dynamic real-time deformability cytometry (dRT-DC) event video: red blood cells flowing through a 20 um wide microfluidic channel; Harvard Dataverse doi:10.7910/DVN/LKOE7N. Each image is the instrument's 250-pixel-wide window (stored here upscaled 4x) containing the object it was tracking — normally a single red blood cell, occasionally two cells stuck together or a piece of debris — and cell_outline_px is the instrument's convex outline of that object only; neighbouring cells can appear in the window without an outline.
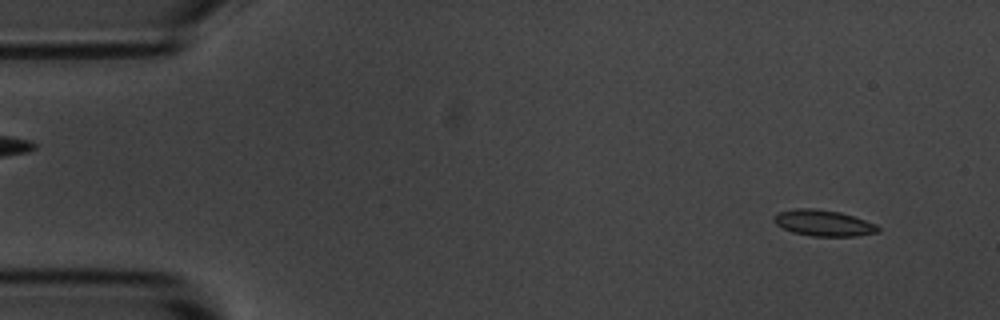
{"species": "common noctule bat (a hibernating species)", "species_latin": "Nyctalus noctula", "temperature_condition": "room temperature", "stored_images_in_passage": 55, "camera_frame_rate_fps": 3000, "um_per_image_px": 0.085, "animal": {"sex": "male", "body_mass_g": 20.1, "forearm_length_mm": 53.5}, "frame": {"image": 1, "passage_image": 4, "time_ms": 1.0, "image_size_px": [1000, 320], "cell_outline_px": [[880, 232], [856, 236], [812, 236], [792, 232], [776, 224], [772, 220], [772, 216], [780, 212], [796, 208], [812, 208], [840, 212], [876, 224], [880, 228]], "centroid_in_image_um": [69.99, 18.96], "position_along_channel_um": 15.0, "area_um2": 15.78}}
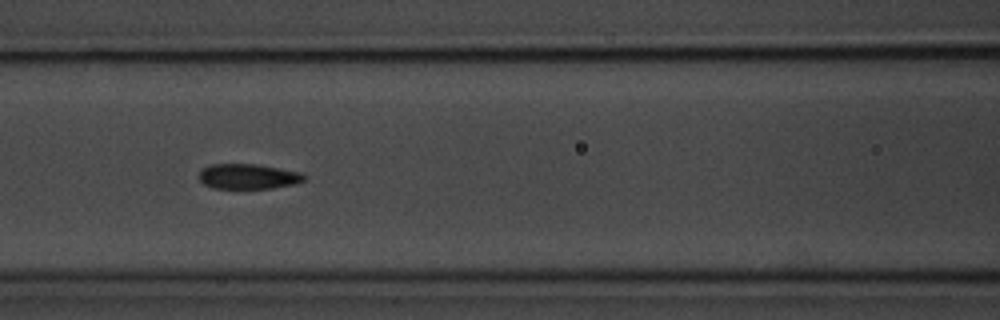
{"frame": {"image": 2, "passage_image": 23, "time_ms": 7.333, "image_size_px": [1000, 320], "cell_outline_px": [[308, 176], [304, 180], [296, 184], [272, 188], [212, 188], [204, 184], [200, 180], [200, 172], [208, 164], [256, 164], [304, 172]], "centroid_in_image_um": [21.16, 14.99], "position_along_channel_um": 145.4, "area_um2": 15.55}}
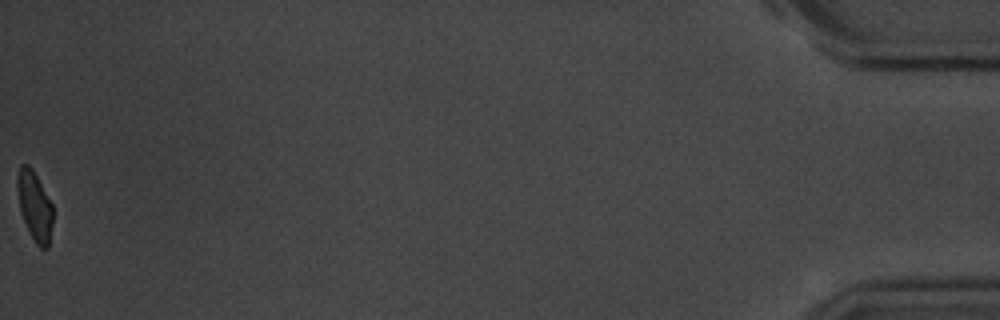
{"frame": {"image": 3, "passage_image": 55, "time_ms": 18.0, "image_size_px": [1000, 320], "cell_outline_px": [[52, 224], [48, 248], [40, 248], [36, 244], [20, 212], [16, 188], [16, 180], [20, 164], [28, 164], [32, 168], [52, 204]], "centroid_in_image_um": [2.92, 17.47], "position_along_channel_um": 432.3, "area_um2": 14.28}, "authors_computed_cell_mechanics": {"area_um2": 15.7794, "velocity_mm_per_s": 3.6373, "shape_relaxation_time_tau1_ms": 3.7521, "shape_relaxation_time_tau2_ms": 2.1254, "deformation_change_tau1": 0.1191, "deformation_change_tau2": 0.0753}}